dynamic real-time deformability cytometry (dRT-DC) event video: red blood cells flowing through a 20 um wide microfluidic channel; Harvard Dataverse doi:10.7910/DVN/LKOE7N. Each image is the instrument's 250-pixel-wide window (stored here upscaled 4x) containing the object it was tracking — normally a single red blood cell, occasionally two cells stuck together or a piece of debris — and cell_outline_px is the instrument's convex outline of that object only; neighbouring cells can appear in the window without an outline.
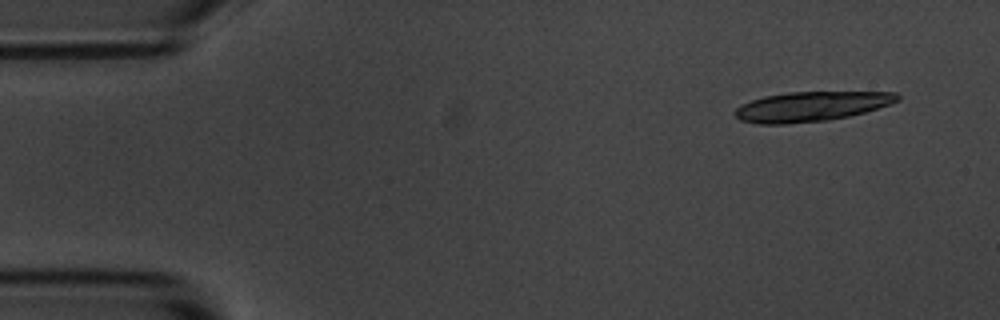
{"species": "common noctule bat (a hibernating species)", "species_latin": "Nyctalus noctula", "temperature_condition": "room temperature", "stored_images_in_passage": 4, "camera_frame_rate_fps": 3000, "um_per_image_px": 0.085, "animal": {"sex": "male", "body_mass_g": 20.1, "forearm_length_mm": 53.5}, "frame": {"image": 1, "passage_image": 1, "time_ms": 0.0, "image_size_px": [1000, 320], "cell_outline_px": [[900, 100], [864, 112], [848, 116], [828, 120], [784, 124], [756, 124], [740, 120], [732, 112], [740, 104], [764, 96], [788, 92], [896, 92], [900, 96]], "centroid_in_image_um": [68.9, 9.05], "position_along_channel_um": 16.1, "area_um2": 28.09}}